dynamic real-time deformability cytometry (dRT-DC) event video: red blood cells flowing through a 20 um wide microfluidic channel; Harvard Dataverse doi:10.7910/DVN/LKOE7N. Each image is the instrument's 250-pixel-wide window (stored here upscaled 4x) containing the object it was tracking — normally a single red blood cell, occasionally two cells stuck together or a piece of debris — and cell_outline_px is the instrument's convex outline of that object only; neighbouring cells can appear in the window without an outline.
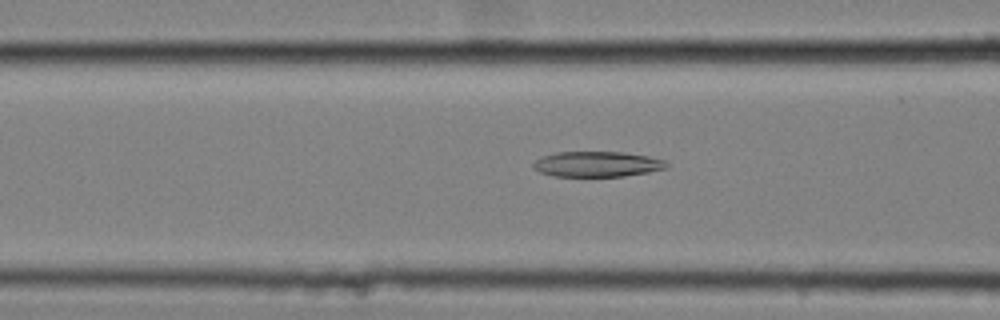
{"species": "common noctule bat (a hibernating species)", "species_latin": "Nyctalus noctula", "temperature_condition": "cold", "stored_images_in_passage": 59, "camera_frame_rate_fps": 3000, "um_per_image_px": 0.085, "animal": {"sex": "female", "body_mass_g": 25.1}, "frame": {"image": 1, "passage_image": 25, "time_ms": 8.0, "image_size_px": [1000, 320], "cell_outline_px": [[668, 168], [648, 172], [624, 176], [552, 176], [540, 172], [532, 168], [532, 164], [536, 160], [544, 156], [556, 152], [624, 152], [648, 156], [664, 160], [668, 164]], "centroid_in_image_um": [50.76, 13.95], "position_along_channel_um": 115.8, "area_um2": 19.71}}
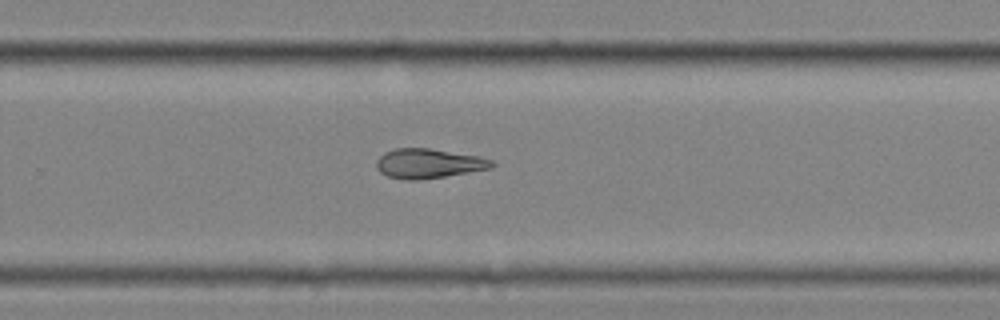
{"frame": {"image": 2, "passage_image": 40, "time_ms": 13.0, "image_size_px": [1000, 320], "cell_outline_px": [[496, 164], [492, 168], [420, 180], [404, 180], [388, 176], [380, 172], [376, 168], [376, 160], [384, 152], [396, 148], [428, 148], [480, 156], [492, 160]], "centroid_in_image_um": [36.42, 13.89], "position_along_channel_um": 293.4, "area_um2": 19.94}}
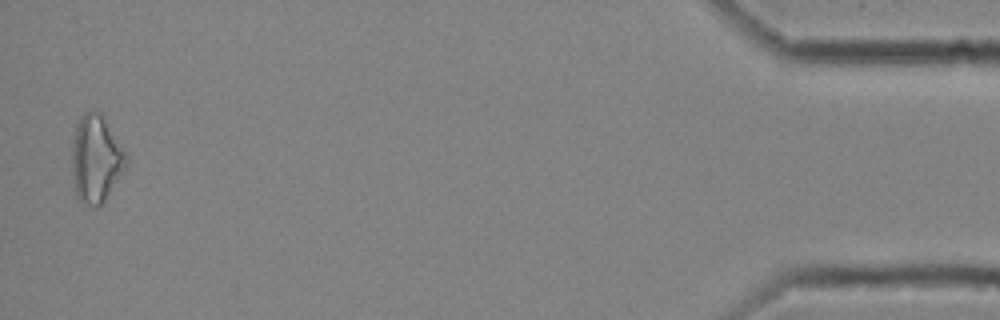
{"frame": {"image": 3, "passage_image": 58, "time_ms": 19.0, "image_size_px": [1000, 320], "cell_outline_px": [[128, 168], [104, 200], [100, 204], [84, 204], [80, 200], [76, 192], [72, 172], [72, 152], [76, 124], [80, 116], [84, 112], [92, 108], [100, 112], [104, 116], [128, 152]], "centroid_in_image_um": [8.22, 13.42], "position_along_channel_um": 427.0, "area_um2": 28.09}, "authors_computed_cell_mechanics": {"area_um2": 21.5594, "velocity_mm_per_s": 3.5574, "shape_relaxation_time_tau1_ms": null, "shape_relaxation_time_tau2_ms": 10.1926, "deformation_change_tau1": null, "deformation_change_tau2": 0.2228}}